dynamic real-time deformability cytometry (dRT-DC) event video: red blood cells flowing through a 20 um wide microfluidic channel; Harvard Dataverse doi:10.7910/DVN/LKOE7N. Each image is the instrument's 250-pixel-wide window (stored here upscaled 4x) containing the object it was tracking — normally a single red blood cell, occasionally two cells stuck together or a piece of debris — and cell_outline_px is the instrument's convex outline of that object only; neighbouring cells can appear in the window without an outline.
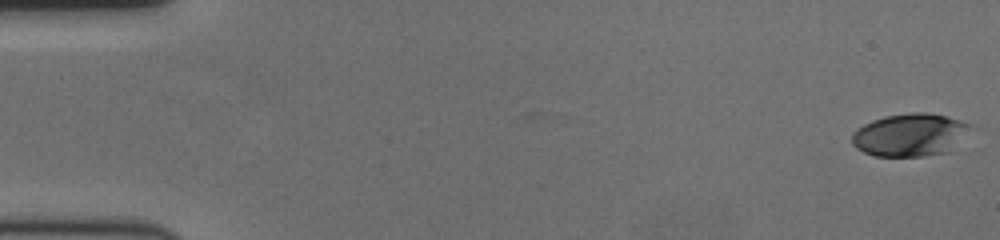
{"species": "human", "species_latin": "Homo sapiens", "temperature_condition": "cold", "stored_images_in_passage": 60, "camera_frame_rate_fps": 3000, "um_per_image_px": 0.085, "donor": {"sex": "female"}, "frame": {"image": 1, "passage_image": 1, "time_ms": 0.0, "image_size_px": [1000, 240], "cell_outline_px": [[976, 128], [948, 152], [924, 156], [876, 156], [864, 152], [856, 148], [852, 144], [852, 132], [856, 128], [872, 120], [884, 116], [912, 112], [928, 112], [948, 116], [972, 124]], "centroid_in_image_um": [77.4, 11.45], "position_along_channel_um": 7.6, "area_um2": 30.11}}
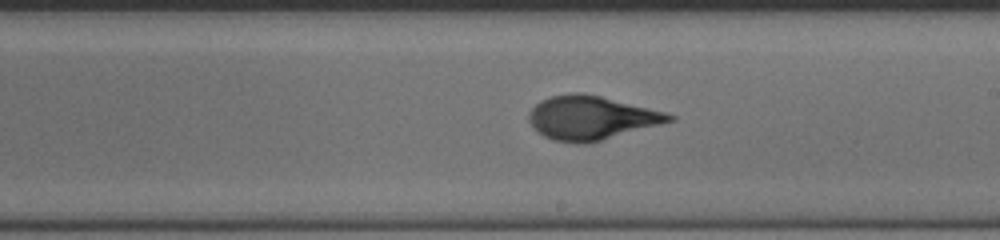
{"frame": {"image": 2, "passage_image": 35, "time_ms": 11.333, "image_size_px": [1000, 240], "cell_outline_px": [[676, 120], [588, 144], [576, 144], [552, 140], [544, 136], [528, 120], [528, 112], [540, 100], [552, 96], [572, 92], [584, 92], [664, 112], [676, 116]], "centroid_in_image_um": [50.24, 10.02], "position_along_channel_um": 238.8, "area_um2": 35.72}}
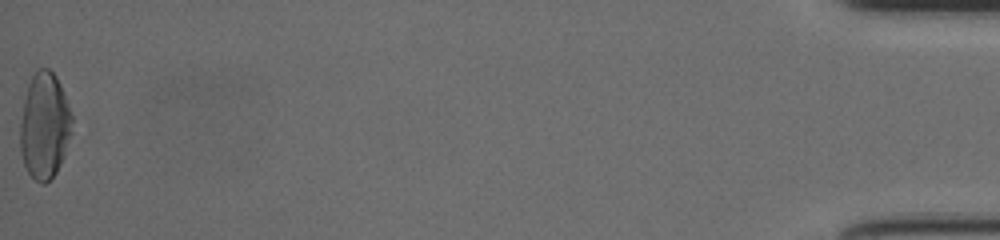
{"frame": {"image": 3, "passage_image": 60, "time_ms": 19.667, "image_size_px": [1000, 240], "cell_outline_px": [[72, 132], [64, 156], [56, 172], [44, 184], [40, 184], [28, 172], [24, 164], [20, 152], [20, 124], [24, 100], [28, 84], [36, 68], [48, 68], [56, 76], [60, 84], [72, 116]], "centroid_in_image_um": [3.78, 10.68], "position_along_channel_um": 431.4, "area_um2": 32.08}, "authors_computed_cell_mechanics": {"area_um2": 34.3043, "velocity_mm_per_s": 3.5223, "shape_relaxation_time_tau1_ms": 4.5968, "shape_relaxation_time_tau2_ms": 0.9453, "deformation_change_tau1": 0.1939, "deformation_change_tau2": 0.0733}}